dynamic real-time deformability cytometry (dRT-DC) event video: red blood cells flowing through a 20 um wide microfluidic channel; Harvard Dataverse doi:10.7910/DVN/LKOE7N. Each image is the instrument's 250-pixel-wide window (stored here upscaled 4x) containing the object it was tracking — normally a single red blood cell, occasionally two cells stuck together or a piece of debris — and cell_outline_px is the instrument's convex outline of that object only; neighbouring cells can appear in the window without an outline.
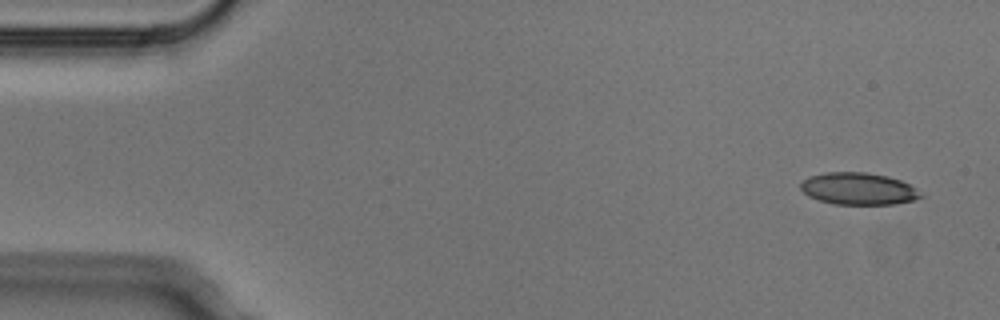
{"species": "Egyptian fruit bat (a non-hibernating species)", "species_latin": "Rousettus aegyptiacus", "temperature_condition": "cold", "stored_images_in_passage": 4, "camera_frame_rate_fps": 3000, "um_per_image_px": 0.085, "animal": {"sex": "male"}, "frame": {"image": 1, "passage_image": 1, "time_ms": 0.0, "image_size_px": [1000, 320], "cell_outline_px": [[924, 196], [912, 200], [896, 204], [832, 204], [808, 196], [800, 188], [800, 184], [808, 176], [824, 172], [864, 172], [888, 176], [900, 180], [908, 184]], "centroid_in_image_um": [72.92, 16.04], "position_along_channel_um": 12.1, "area_um2": 22.31}}
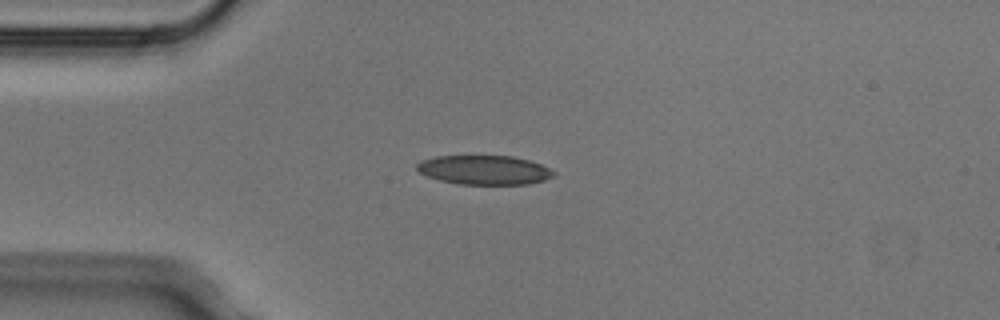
{"frame": {"image": 2, "passage_image": 3, "time_ms": 0.667, "image_size_px": [1000, 320], "cell_outline_px": [[556, 176], [544, 180], [528, 184], [460, 184], [440, 180], [428, 176], [420, 172], [416, 168], [416, 164], [420, 160], [436, 156], [512, 156], [528, 160], [540, 164], [556, 172]], "centroid_in_image_um": [41.17, 14.44], "position_along_channel_um": 43.8, "area_um2": 23.24}}